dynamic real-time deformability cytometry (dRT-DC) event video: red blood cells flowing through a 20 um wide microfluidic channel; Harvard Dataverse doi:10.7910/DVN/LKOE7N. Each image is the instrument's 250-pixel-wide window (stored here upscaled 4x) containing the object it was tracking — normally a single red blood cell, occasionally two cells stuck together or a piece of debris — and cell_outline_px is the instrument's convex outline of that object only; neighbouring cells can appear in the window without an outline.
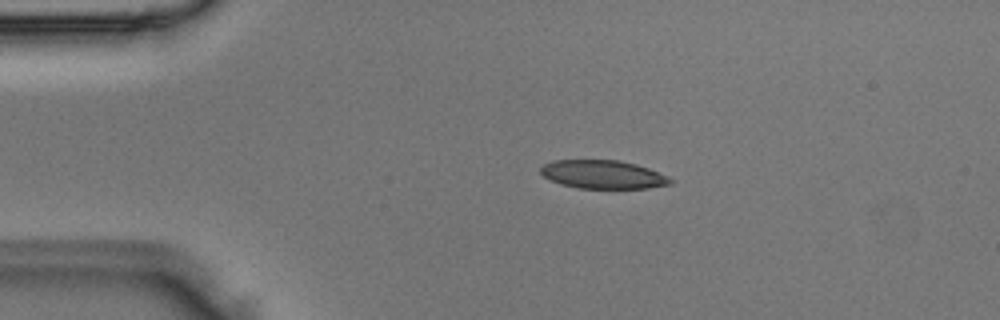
{"species": "Egyptian fruit bat (a non-hibernating species)", "species_latin": "Rousettus aegyptiacus", "temperature_condition": "room temperature", "stored_images_in_passage": 4, "camera_frame_rate_fps": 3000, "um_per_image_px": 0.085, "animal": {"sex": "male"}, "frame": {"image": 1, "passage_image": 3, "time_ms": 0.667, "image_size_px": [1000, 320], "cell_outline_px": [[676, 180], [672, 184], [648, 188], [576, 188], [560, 184], [544, 176], [540, 172], [540, 168], [544, 164], [552, 160], [620, 160], [636, 164], [648, 168], [668, 176]], "centroid_in_image_um": [51.28, 14.83], "position_along_channel_um": 33.7, "area_um2": 21.62}}